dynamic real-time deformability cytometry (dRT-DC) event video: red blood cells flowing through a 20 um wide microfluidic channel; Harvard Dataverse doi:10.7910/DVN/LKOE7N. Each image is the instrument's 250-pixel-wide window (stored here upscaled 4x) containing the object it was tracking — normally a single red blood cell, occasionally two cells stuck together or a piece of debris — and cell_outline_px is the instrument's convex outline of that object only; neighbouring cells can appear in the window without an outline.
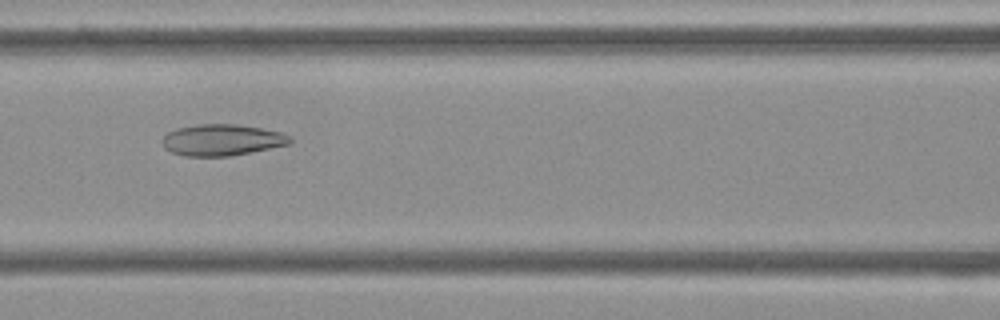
{"species": "Egyptian fruit bat (a non-hibernating species)", "species_latin": "Rousettus aegyptiacus", "temperature_condition": "cold", "stored_images_in_passage": 54, "camera_frame_rate_fps": 3000, "um_per_image_px": 0.085, "frame": {"image": 1, "passage_image": 23, "time_ms": 7.333, "image_size_px": [1000, 320], "cell_outline_px": [[292, 140], [288, 144], [228, 156], [184, 156], [172, 152], [164, 148], [160, 140], [168, 132], [176, 128], [200, 124], [236, 124], [260, 128], [280, 132], [292, 136]], "centroid_in_image_um": [18.82, 11.89], "position_along_channel_um": 147.8, "area_um2": 23.18}}
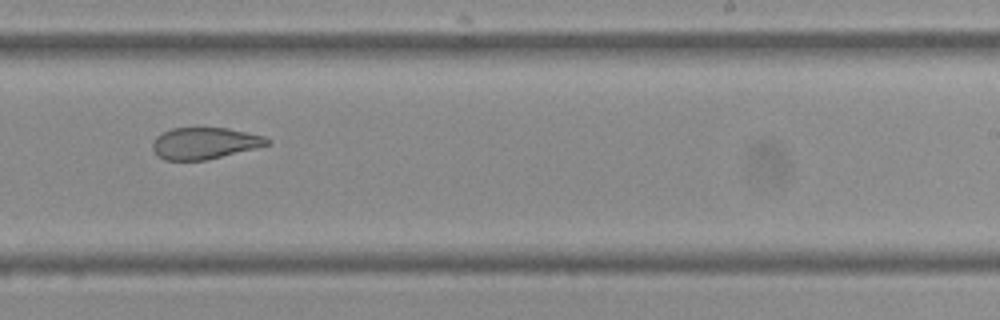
{"frame": {"image": 2, "passage_image": 33, "time_ms": 10.667, "image_size_px": [1000, 320], "cell_outline_px": [[272, 144], [256, 148], [204, 160], [164, 160], [152, 148], [152, 144], [156, 136], [172, 128], [228, 128], [264, 136], [272, 140]], "centroid_in_image_um": [17.43, 12.17], "position_along_channel_um": 271.6, "area_um2": 20.92}}
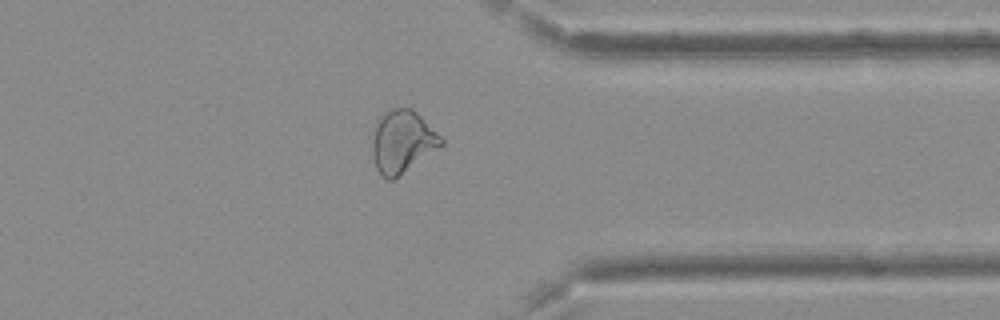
{"frame": {"image": 3, "passage_image": 42, "time_ms": 13.667, "image_size_px": [1000, 320], "cell_outline_px": [[444, 144], [392, 180], [388, 180], [380, 176], [376, 168], [372, 156], [372, 140], [376, 128], [384, 112], [392, 108], [412, 108], [444, 140]], "centroid_in_image_um": [34.18, 12.06], "position_along_channel_um": 377.2, "area_um2": 24.57}, "authors_computed_cell_mechanics": {"area_um2": 26.1256, "velocity_mm_per_s": 3.725, "shape_relaxation_time_tau1_ms": null, "shape_relaxation_time_tau2_ms": 3.3539, "deformation_change_tau1": null, "deformation_change_tau2": 0.111}}